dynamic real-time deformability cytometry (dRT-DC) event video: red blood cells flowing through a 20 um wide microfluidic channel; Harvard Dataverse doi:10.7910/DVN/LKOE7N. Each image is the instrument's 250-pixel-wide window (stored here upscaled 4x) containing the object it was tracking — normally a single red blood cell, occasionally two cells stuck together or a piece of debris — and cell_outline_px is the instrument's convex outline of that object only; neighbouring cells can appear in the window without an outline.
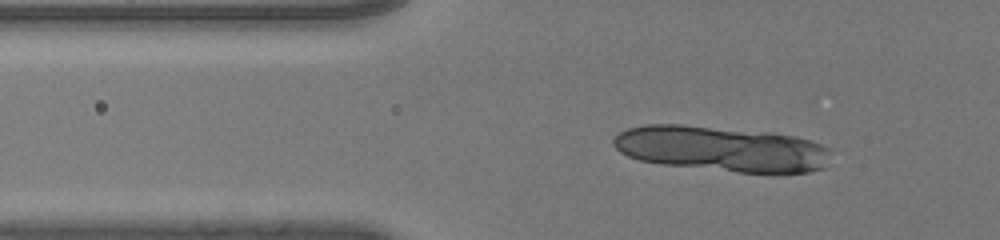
{"species": "human", "species_latin": "Homo sapiens", "temperature_condition": "room temperature", "stored_images_in_passage": 42, "segment_of_instrument_passage": [1, 2], "camera_frame_rate_fps": 3000, "um_per_image_px": 0.085, "donor": {"sex": "male"}, "frame": {"image": 1, "passage_image": 9, "time_ms": 2.667, "image_size_px": [1000, 240], "cell_outline_px": [[832, 148], [824, 168], [808, 172], [776, 176], [660, 164], [640, 160], [628, 156], [620, 152], [612, 144], [612, 140], [620, 132], [628, 128], [648, 124], [680, 124], [772, 132], [796, 136]], "centroid_in_image_um": [61.4, 12.67], "position_along_channel_um": 64.4, "area_um2": 58.55}}